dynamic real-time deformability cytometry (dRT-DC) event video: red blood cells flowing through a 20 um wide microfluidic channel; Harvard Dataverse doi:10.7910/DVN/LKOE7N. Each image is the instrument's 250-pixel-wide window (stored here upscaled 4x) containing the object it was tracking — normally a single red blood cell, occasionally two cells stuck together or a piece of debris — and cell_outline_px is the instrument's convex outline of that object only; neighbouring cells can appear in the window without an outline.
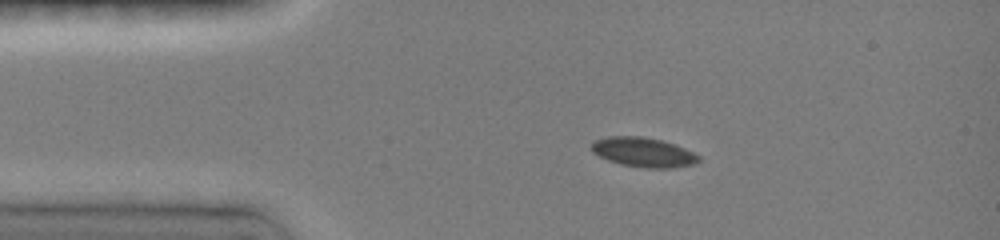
{"species": "common noctule bat (a hibernating species)", "species_latin": "Nyctalus noctula", "temperature_condition": "room temperature", "stored_images_in_passage": 40, "camera_frame_rate_fps": 3000, "um_per_image_px": 0.085, "animal": {"sex": "female", "body_mass_g": 19.0, "forearm_length_mm": 51.5}, "frame": {"image": 1, "passage_image": 1, "time_ms": 0.0, "image_size_px": [1000, 240], "cell_outline_px": [[700, 160], [696, 164], [672, 168], [644, 168], [620, 164], [608, 160], [592, 152], [592, 140], [608, 136], [644, 136], [676, 144], [700, 156]], "centroid_in_image_um": [54.69, 12.94], "position_along_channel_um": 30.3, "area_um2": 18.61}}
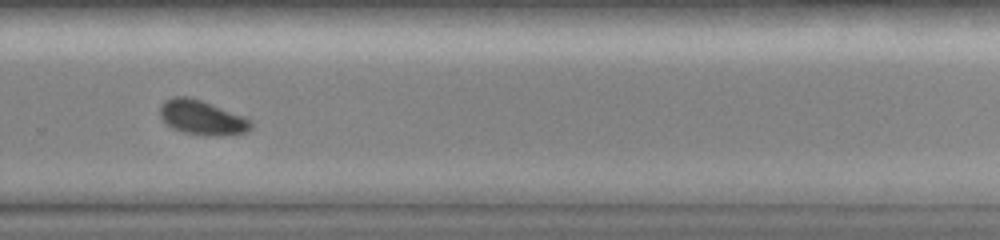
{"frame": {"image": 2, "passage_image": 25, "time_ms": 8.0, "image_size_px": [1000, 240], "cell_outline_px": [[252, 128], [248, 132], [220, 136], [184, 132], [172, 128], [160, 116], [160, 104], [176, 96], [188, 96], [200, 100], [244, 116], [252, 120]], "centroid_in_image_um": [17.21, 9.99], "position_along_channel_um": 312.6, "area_um2": 18.03}}
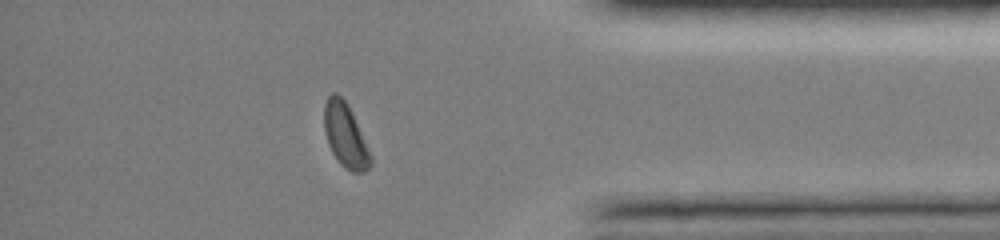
{"frame": {"image": 3, "passage_image": 33, "time_ms": 10.667, "image_size_px": [1000, 240], "cell_outline_px": [[372, 164], [364, 172], [352, 172], [344, 168], [340, 164], [332, 152], [328, 144], [324, 132], [324, 104], [328, 96], [332, 92], [336, 92], [348, 104], [352, 112], [372, 156]], "centroid_in_image_um": [29.35, 11.51], "position_along_channel_um": 405.9, "area_um2": 17.4}, "authors_computed_cell_mechanics": {"area_um2": 18.4382, "velocity_mm_per_s": 4.0071, "shape_relaxation_time_tau1_ms": 2.7227, "shape_relaxation_time_tau2_ms": null, "deformation_change_tau1": 0.0909, "deformation_change_tau2": null}}